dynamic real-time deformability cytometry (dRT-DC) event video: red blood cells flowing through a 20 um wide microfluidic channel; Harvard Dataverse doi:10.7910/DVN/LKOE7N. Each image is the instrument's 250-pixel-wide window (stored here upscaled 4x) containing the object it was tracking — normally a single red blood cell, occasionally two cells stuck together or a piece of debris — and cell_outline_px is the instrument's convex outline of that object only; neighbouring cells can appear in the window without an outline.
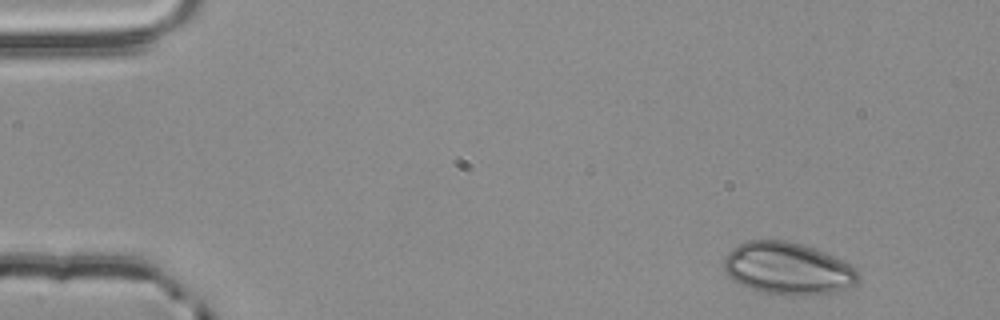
{"species": "common noctule bat (a hibernating species)", "species_latin": "Nyctalus noctula", "temperature_condition": "room temperature", "stored_images_in_passage": 50, "camera_frame_rate_fps": 3000, "um_per_image_px": 0.085, "animal": {"sex": "male", "body_mass_g": 20.4}, "frame": {"image": 1, "passage_image": 1, "time_ms": 0.0, "image_size_px": [1000, 320], "cell_outline_px": [[860, 280], [856, 284], [848, 288], [836, 292], [792, 296], [784, 296], [760, 292], [740, 284], [732, 280], [728, 276], [724, 268], [724, 256], [732, 248], [748, 240], [784, 240], [804, 244], [824, 252], [856, 268], [860, 272]], "centroid_in_image_um": [66.97, 22.84], "position_along_channel_um": 18.0, "area_um2": 41.27}}
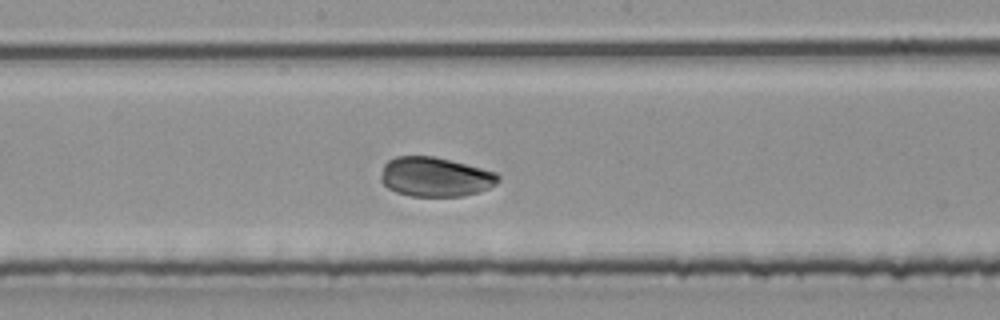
{"frame": {"image": 2, "passage_image": 25, "time_ms": 8.0, "image_size_px": [1000, 320], "cell_outline_px": [[500, 180], [496, 184], [488, 188], [476, 192], [460, 196], [412, 196], [396, 192], [388, 188], [380, 180], [380, 176], [384, 164], [388, 160], [396, 156], [432, 156], [496, 172], [500, 176]], "centroid_in_image_um": [36.96, 15.03], "position_along_channel_um": 211.2, "area_um2": 26.76}}
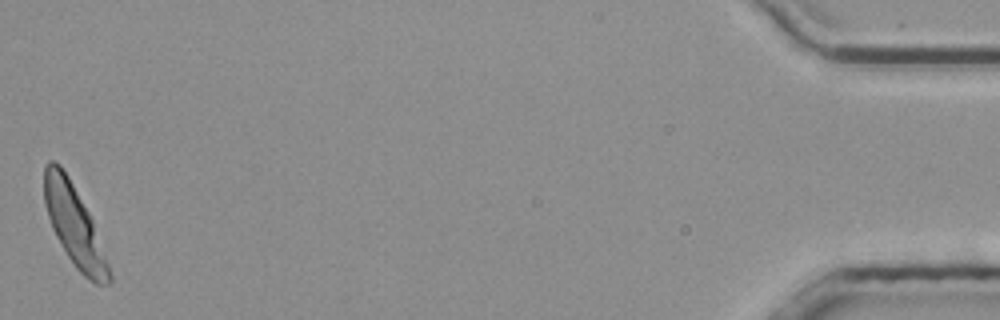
{"frame": {"image": 3, "passage_image": 50, "time_ms": 16.333, "image_size_px": [1000, 320], "cell_outline_px": [[112, 280], [108, 284], [96, 284], [88, 280], [76, 268], [68, 256], [56, 236], [52, 228], [44, 204], [44, 164], [48, 160], [52, 160], [60, 164], [68, 176], [88, 212], [92, 220], [108, 264], [112, 276]], "centroid_in_image_um": [6.28, 19.14], "position_along_channel_um": 428.9, "area_um2": 29.94}, "authors_computed_cell_mechanics": {"area_um2": 28.7844, "velocity_mm_per_s": 3.8136, "shape_relaxation_time_tau1_ms": 3.0747, "shape_relaxation_time_tau2_ms": 3.151, "deformation_change_tau1": 0.1615, "deformation_change_tau2": 0.0471}}